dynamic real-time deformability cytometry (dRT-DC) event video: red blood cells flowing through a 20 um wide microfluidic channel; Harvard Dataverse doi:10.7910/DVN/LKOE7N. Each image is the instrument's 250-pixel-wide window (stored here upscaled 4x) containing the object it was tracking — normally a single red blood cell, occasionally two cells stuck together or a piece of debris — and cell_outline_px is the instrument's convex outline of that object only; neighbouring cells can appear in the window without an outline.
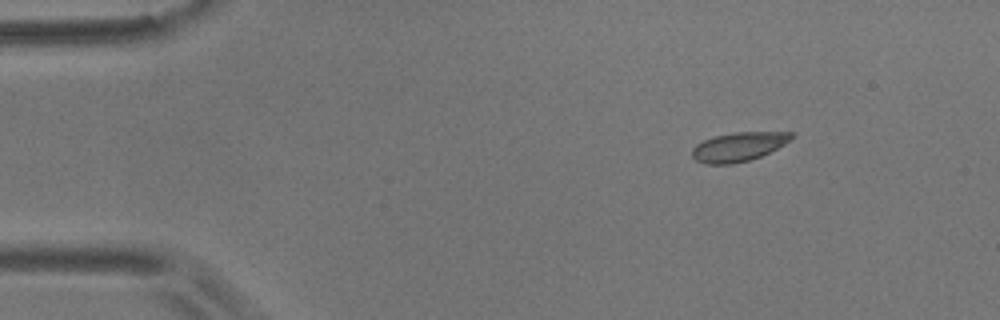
{"species": "common noctule bat (a hibernating species)", "species_latin": "Nyctalus noctula", "temperature_condition": "room temperature", "stored_images_in_passage": 43, "camera_frame_rate_fps": 3000, "um_per_image_px": 0.085, "animal": {"sex": "male", "body_mass_g": 17.9}, "frame": {"image": 1, "passage_image": 1, "time_ms": 0.0, "image_size_px": [1000, 320], "cell_outline_px": [[796, 136], [784, 144], [760, 156], [748, 160], [732, 164], [704, 164], [696, 160], [692, 156], [692, 148], [696, 144], [712, 136], [732, 132], [796, 132]], "centroid_in_image_um": [62.77, 12.46], "position_along_channel_um": 22.2, "area_um2": 16.88}}
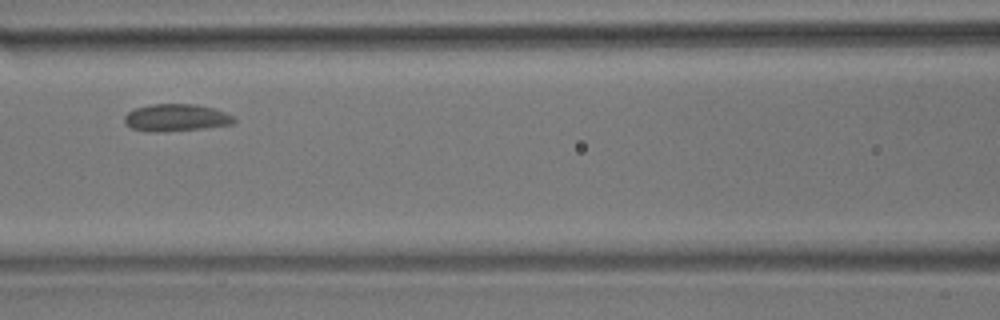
{"frame": {"image": 2, "passage_image": 20, "time_ms": 6.333, "image_size_px": [1000, 320], "cell_outline_px": [[236, 120], [232, 124], [204, 128], [160, 132], [148, 132], [132, 128], [124, 124], [124, 116], [128, 112], [136, 108], [152, 104], [196, 104], [212, 108], [224, 112], [232, 116]], "centroid_in_image_um": [14.93, 10.01], "position_along_channel_um": 151.7, "area_um2": 17.34}}
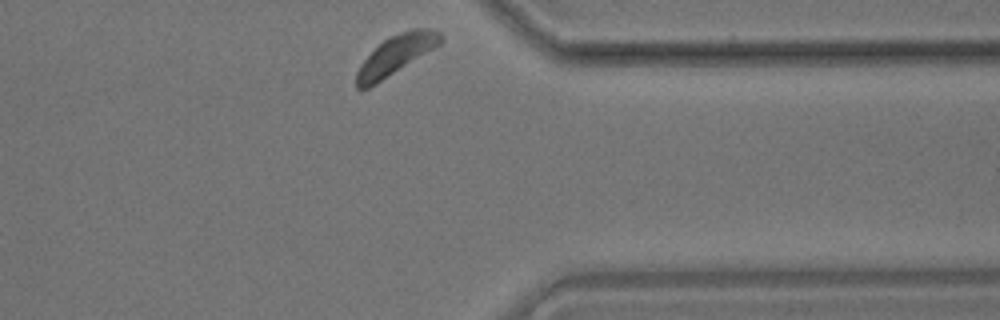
{"frame": {"image": 3, "passage_image": 43, "time_ms": 14.0, "image_size_px": [1000, 320], "cell_outline_px": [[444, 40], [440, 44], [376, 84], [360, 92], [356, 88], [356, 72], [360, 64], [384, 40], [392, 36], [412, 28], [432, 28], [440, 32], [444, 36]], "centroid_in_image_um": [33.65, 4.68], "position_along_channel_um": 377.7, "area_um2": 19.02}}